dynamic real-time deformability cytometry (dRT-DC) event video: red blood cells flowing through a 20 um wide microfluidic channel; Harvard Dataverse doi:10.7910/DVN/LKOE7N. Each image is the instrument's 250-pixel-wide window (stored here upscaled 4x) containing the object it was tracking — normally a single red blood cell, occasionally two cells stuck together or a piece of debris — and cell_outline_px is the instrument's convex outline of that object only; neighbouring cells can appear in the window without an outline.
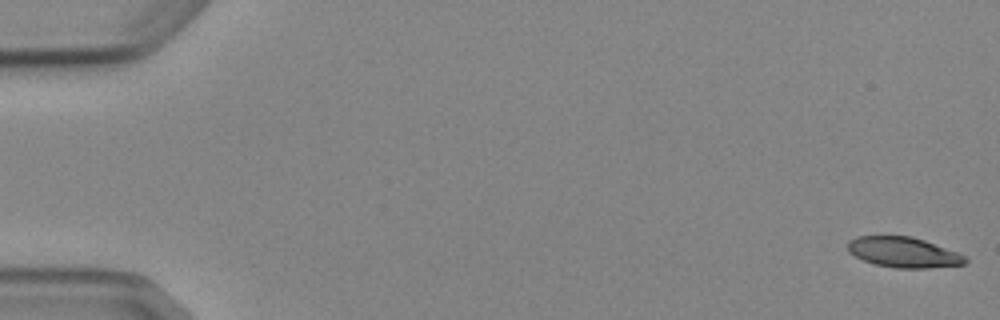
{"species": "Egyptian fruit bat (a non-hibernating species)", "species_latin": "Rousettus aegyptiacus", "temperature_condition": "cold", "stored_images_in_passage": 5, "camera_frame_rate_fps": 3000, "um_per_image_px": 0.085, "animal": {"sex": "female"}, "frame": {"image": 1, "passage_image": 1, "time_ms": 0.0, "image_size_px": [1000, 320], "cell_outline_px": [[968, 260], [964, 264], [928, 268], [896, 268], [876, 264], [864, 260], [848, 252], [848, 240], [856, 236], [912, 236], [924, 240], [968, 256]], "centroid_in_image_um": [76.81, 21.44], "position_along_channel_um": 8.2, "area_um2": 20.75}}